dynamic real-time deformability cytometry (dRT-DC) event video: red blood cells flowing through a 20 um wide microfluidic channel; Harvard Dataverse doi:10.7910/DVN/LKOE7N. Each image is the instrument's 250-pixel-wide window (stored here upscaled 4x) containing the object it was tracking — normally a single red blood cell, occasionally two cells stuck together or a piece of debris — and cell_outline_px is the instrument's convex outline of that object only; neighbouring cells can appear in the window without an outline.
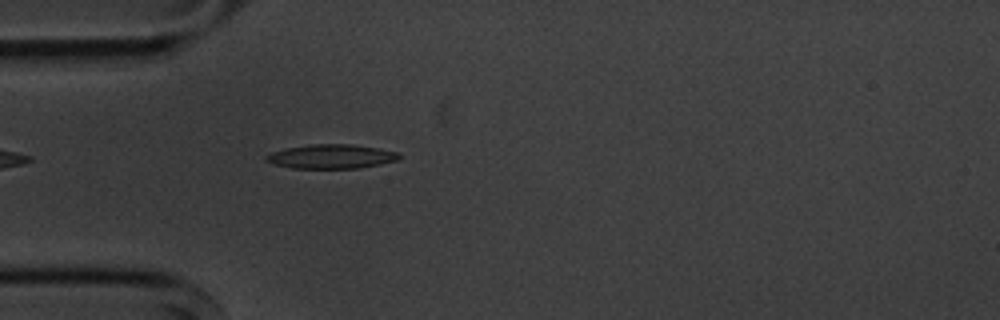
{"species": "common noctule bat (a hibernating species)", "species_latin": "Nyctalus noctula", "temperature_condition": "cold", "stored_images_in_passage": 4, "camera_frame_rate_fps": 3000, "um_per_image_px": 0.085, "animal": {"sex": "male", "body_mass_g": 20.1, "forearm_length_mm": 53.5}, "frame": {"image": 1, "passage_image": 4, "time_ms": 4.333, "image_size_px": [1000, 320], "cell_outline_px": [[400, 156], [396, 160], [380, 164], [356, 168], [292, 168], [272, 164], [264, 160], [264, 156], [272, 152], [288, 148], [312, 144], [352, 144], [400, 152]], "centroid_in_image_um": [28.13, 13.3], "position_along_channel_um": 56.9, "area_um2": 18.61}}